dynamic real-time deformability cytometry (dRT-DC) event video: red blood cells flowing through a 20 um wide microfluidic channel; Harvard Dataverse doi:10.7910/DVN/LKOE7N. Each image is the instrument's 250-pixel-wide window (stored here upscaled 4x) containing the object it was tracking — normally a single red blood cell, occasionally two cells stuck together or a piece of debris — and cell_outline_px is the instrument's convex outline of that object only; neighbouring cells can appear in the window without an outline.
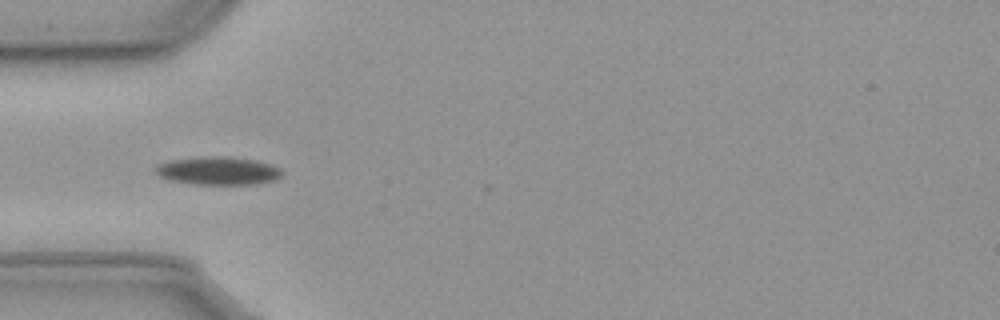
{"species": "common noctule bat (a hibernating species)", "species_latin": "Nyctalus noctula", "temperature_condition": "cold", "stored_images_in_passage": 29, "camera_frame_rate_fps": 3000, "um_per_image_px": 0.085, "animal": {"sex": "male", "body_mass_g": 23.1, "forearm_length_mm": 52.7}, "frame": {"image": 1, "passage_image": 1, "time_ms": 0.0, "image_size_px": [1000, 320], "cell_outline_px": [[284, 172], [280, 176], [272, 180], [256, 184], [192, 184], [168, 180], [160, 176], [156, 172], [156, 168], [160, 164], [168, 160], [212, 156], [232, 156], [256, 160], [272, 164], [280, 168]], "centroid_in_image_um": [18.57, 14.51], "position_along_channel_um": 66.4, "area_um2": 20.75}}
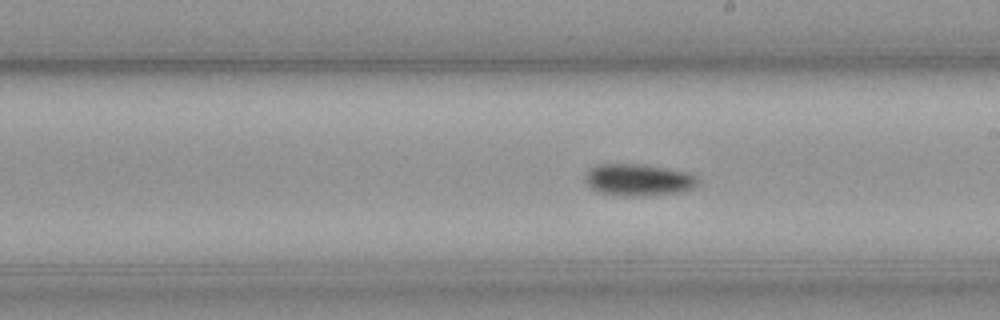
{"frame": {"image": 2, "passage_image": 15, "time_ms": 4.667, "image_size_px": [1000, 320], "cell_outline_px": [[696, 184], [692, 188], [680, 192], [644, 196], [616, 196], [600, 192], [592, 188], [584, 180], [584, 176], [588, 168], [596, 164], [644, 164], [688, 172], [696, 176]], "centroid_in_image_um": [54.2, 15.28], "position_along_channel_um": 234.8, "area_um2": 21.1}}
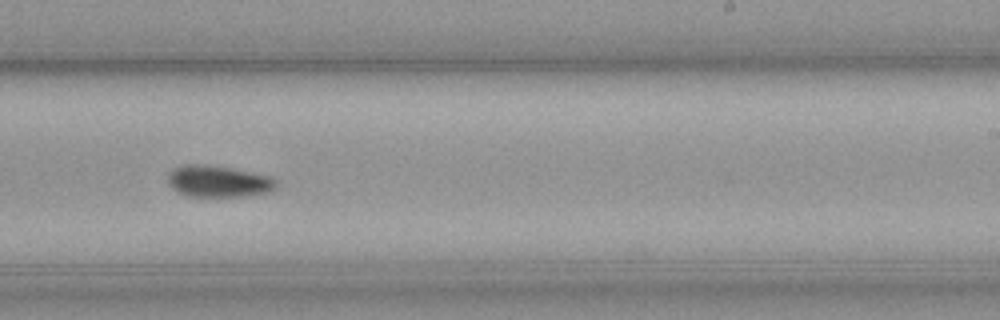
{"frame": {"image": 3, "passage_image": 18, "time_ms": 5.667, "image_size_px": [1000, 320], "cell_outline_px": [[276, 188], [268, 192], [252, 196], [184, 196], [176, 192], [168, 184], [168, 172], [172, 168], [184, 164], [200, 164], [228, 168], [272, 176], [276, 180]], "centroid_in_image_um": [18.52, 15.42], "position_along_channel_um": 270.5, "area_um2": 20.11}}